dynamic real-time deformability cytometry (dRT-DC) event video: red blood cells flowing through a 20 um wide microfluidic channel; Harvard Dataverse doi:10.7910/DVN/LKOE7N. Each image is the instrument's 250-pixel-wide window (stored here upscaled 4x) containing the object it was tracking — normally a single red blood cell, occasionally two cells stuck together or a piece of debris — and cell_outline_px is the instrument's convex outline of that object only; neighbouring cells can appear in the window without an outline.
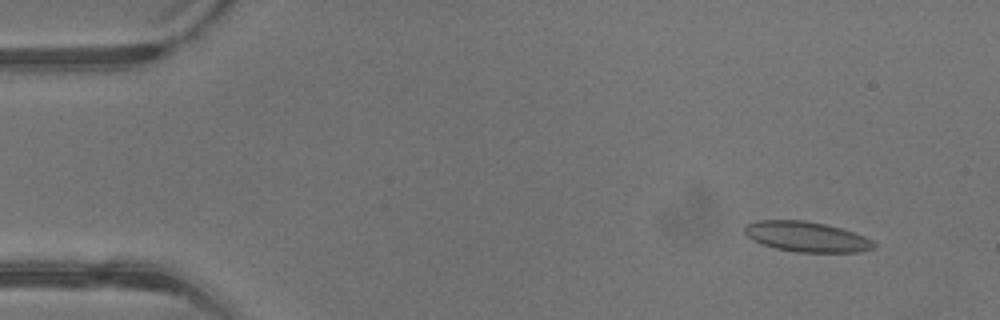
{"species": "common noctule bat (a hibernating species)", "species_latin": "Nyctalus noctula", "temperature_condition": "warm", "stored_images_in_passage": 42, "camera_frame_rate_fps": 3000, "um_per_image_px": 0.085, "animal": {"sex": "male", "body_mass_g": 13.3}, "frame": {"image": 1, "passage_image": 4, "time_ms": 1.0, "image_size_px": [1000, 320], "cell_outline_px": [[876, 248], [856, 252], [796, 252], [776, 248], [752, 240], [744, 232], [744, 228], [748, 224], [756, 220], [804, 220], [824, 224], [840, 228], [864, 236], [872, 240], [876, 244]], "centroid_in_image_um": [68.56, 20.12], "position_along_channel_um": 16.4, "area_um2": 22.6}}
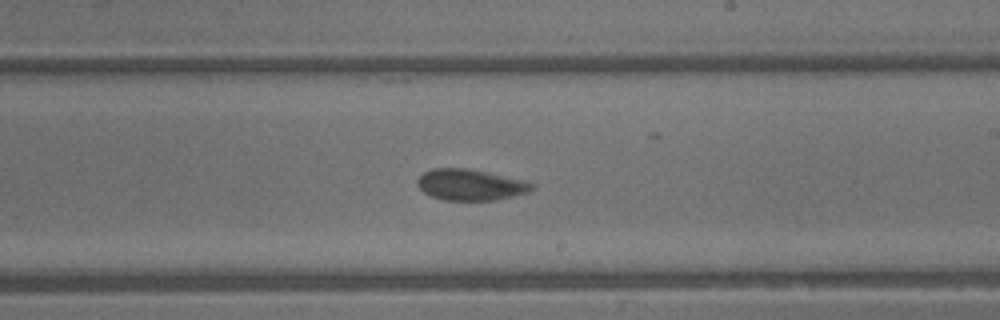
{"frame": {"image": 2, "passage_image": 25, "time_ms": 8.0, "image_size_px": [1000, 320], "cell_outline_px": [[536, 188], [528, 192], [496, 200], [444, 200], [432, 196], [424, 192], [416, 184], [416, 180], [424, 172], [432, 168], [468, 168], [528, 180], [536, 184]], "centroid_in_image_um": [40.04, 15.69], "position_along_channel_um": 249.0, "area_um2": 21.04}}
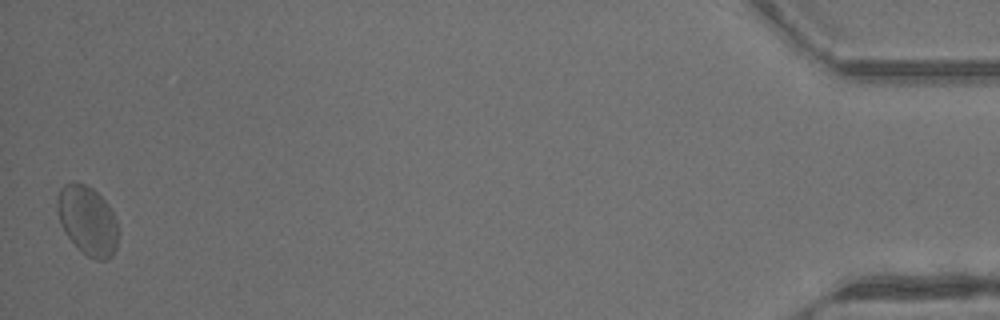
{"frame": {"image": 3, "passage_image": 42, "time_ms": 13.667, "image_size_px": [1000, 320], "cell_outline_px": [[116, 248], [112, 256], [108, 260], [96, 260], [88, 256], [64, 232], [60, 224], [56, 204], [56, 200], [60, 188], [64, 184], [72, 180], [84, 184], [92, 188], [108, 204], [116, 220]], "centroid_in_image_um": [7.41, 18.71], "position_along_channel_um": 427.8, "area_um2": 24.33}}